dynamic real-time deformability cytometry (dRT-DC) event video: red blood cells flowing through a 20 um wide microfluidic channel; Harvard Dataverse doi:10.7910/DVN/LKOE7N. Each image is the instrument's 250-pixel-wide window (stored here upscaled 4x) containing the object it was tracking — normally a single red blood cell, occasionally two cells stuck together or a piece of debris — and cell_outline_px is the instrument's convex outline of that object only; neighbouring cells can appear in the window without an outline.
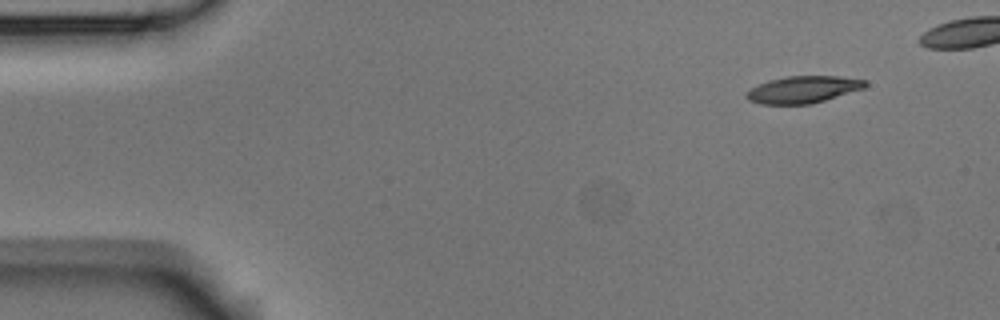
{"species": "Egyptian fruit bat (a non-hibernating species)", "species_latin": "Rousettus aegyptiacus", "temperature_condition": "room temperature", "stored_images_in_passage": 8, "segment_of_instrument_passage": [1, 2], "camera_frame_rate_fps": 3000, "um_per_image_px": 0.085, "animal": {"sex": "male"}, "frame": {"image": 1, "passage_image": 1, "time_ms": 0.0, "image_size_px": [1000, 320], "cell_outline_px": [[868, 84], [864, 88], [812, 104], [760, 104], [748, 100], [744, 96], [752, 88], [768, 80], [788, 76], [840, 76], [864, 80]], "centroid_in_image_um": [68.26, 7.61], "position_along_channel_um": 16.7, "area_um2": 18.55}}
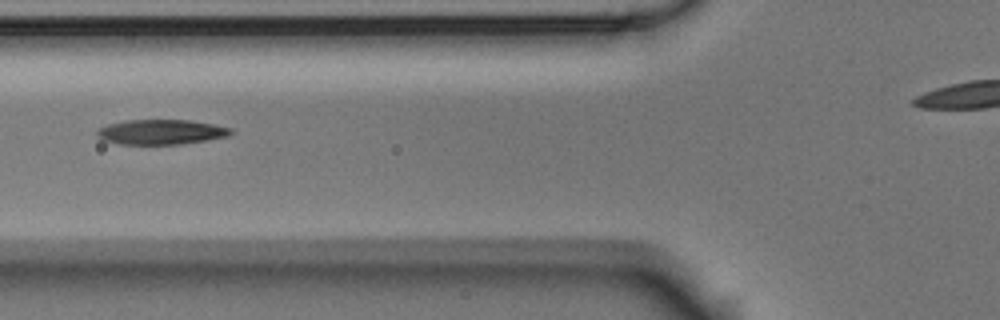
{"frame": {"image": 2, "passage_image": 5, "time_ms": 5.333, "image_size_px": [1000, 320], "cell_outline_px": [[232, 132], [228, 136], [208, 140], [180, 144], [120, 144], [100, 140], [96, 136], [96, 132], [100, 128], [108, 124], [124, 120], [188, 120], [212, 124], [232, 128]], "centroid_in_image_um": [13.65, 11.22], "position_along_channel_um": 112.1, "area_um2": 19.48}}
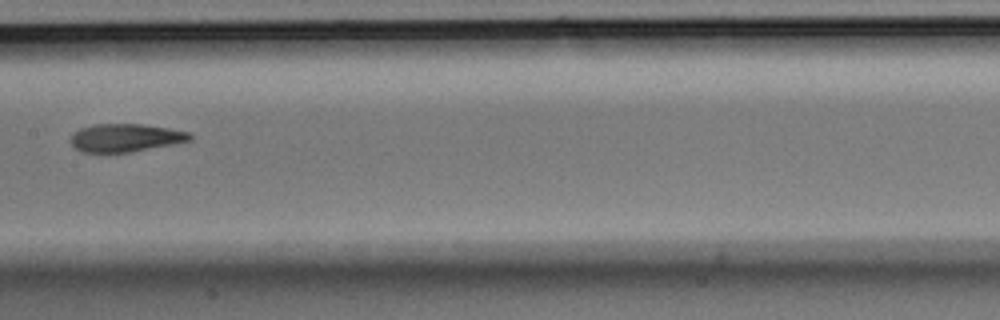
{"frame": {"image": 3, "passage_image": 7, "time_ms": 7.667, "image_size_px": [1000, 320], "cell_outline_px": [[192, 140], [172, 144], [128, 152], [84, 152], [76, 148], [68, 140], [80, 128], [96, 124], [140, 124], [168, 128], [188, 132], [192, 136]], "centroid_in_image_um": [10.65, 11.7], "position_along_channel_um": 196.7, "area_um2": 19.13}}